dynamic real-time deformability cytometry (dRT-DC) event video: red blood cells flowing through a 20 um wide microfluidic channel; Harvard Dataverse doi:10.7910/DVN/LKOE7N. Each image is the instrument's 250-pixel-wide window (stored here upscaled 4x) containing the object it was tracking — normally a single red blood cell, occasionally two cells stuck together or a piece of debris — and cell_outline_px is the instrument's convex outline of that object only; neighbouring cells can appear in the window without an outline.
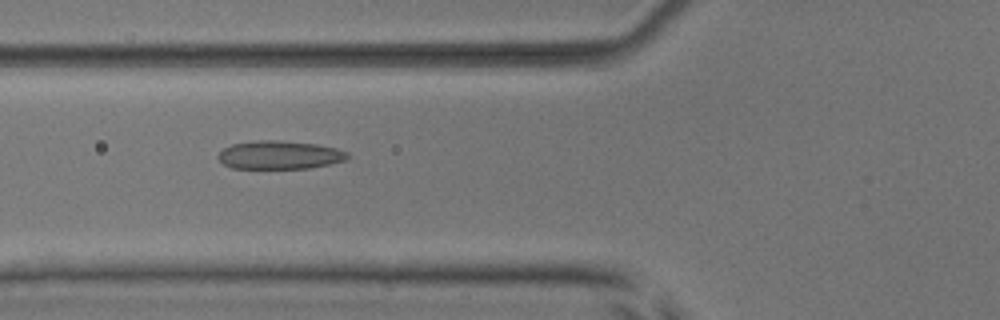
{"species": "common noctule bat (a hibernating species)", "species_latin": "Nyctalus noctula", "temperature_condition": "room temperature", "stored_images_in_passage": 33, "camera_frame_rate_fps": 3000, "um_per_image_px": 0.085, "animal": {"sex": "male", "body_mass_g": 17.9, "forearm_length_mm": 54.2}, "frame": {"image": 1, "passage_image": 8, "time_ms": 2.333, "image_size_px": [1000, 320], "cell_outline_px": [[352, 156], [344, 160], [328, 164], [308, 168], [232, 168], [224, 164], [216, 156], [224, 148], [232, 144], [256, 140], [276, 140], [316, 144], [336, 148], [348, 152]], "centroid_in_image_um": [23.76, 13.16], "position_along_channel_um": 102.0, "area_um2": 21.27}}
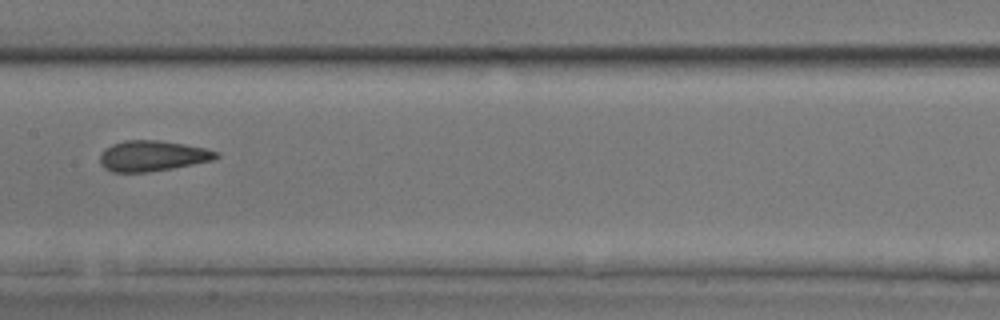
{"frame": {"image": 2, "passage_image": 15, "time_ms": 4.667, "image_size_px": [1000, 320], "cell_outline_px": [[220, 156], [212, 160], [172, 168], [148, 172], [112, 172], [104, 168], [100, 164], [100, 156], [112, 144], [124, 140], [160, 140], [184, 144], [204, 148], [220, 152]], "centroid_in_image_um": [12.97, 13.25], "position_along_channel_um": 194.4, "area_um2": 20.58}}
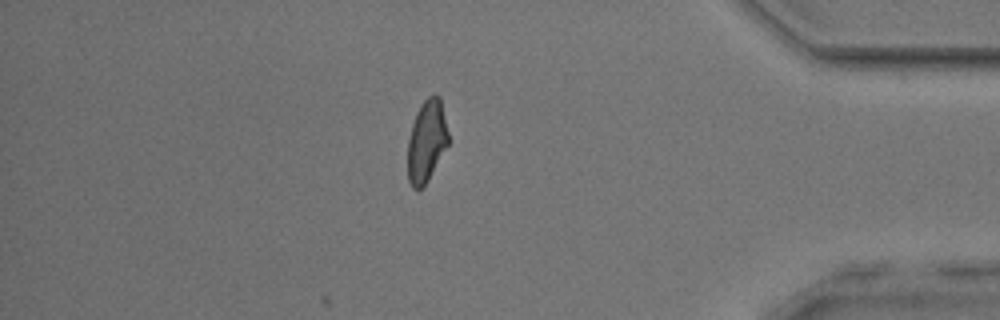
{"frame": {"image": 3, "passage_image": 33, "time_ms": 10.667, "image_size_px": [1000, 320], "cell_outline_px": [[448, 144], [428, 180], [420, 188], [412, 188], [408, 180], [408, 136], [416, 112], [420, 104], [432, 92], [436, 92], [440, 96], [448, 132]], "centroid_in_image_um": [36.26, 11.93], "position_along_channel_um": 398.9, "area_um2": 19.48}, "authors_computed_cell_mechanics": {"area_um2": 20.4034, "velocity_mm_per_s": 3.9594, "shape_relaxation_time_tau1_ms": 8.6108, "shape_relaxation_time_tau2_ms": 1.7788, "deformation_change_tau1": 0.1746, "deformation_change_tau2": 0.0974}}